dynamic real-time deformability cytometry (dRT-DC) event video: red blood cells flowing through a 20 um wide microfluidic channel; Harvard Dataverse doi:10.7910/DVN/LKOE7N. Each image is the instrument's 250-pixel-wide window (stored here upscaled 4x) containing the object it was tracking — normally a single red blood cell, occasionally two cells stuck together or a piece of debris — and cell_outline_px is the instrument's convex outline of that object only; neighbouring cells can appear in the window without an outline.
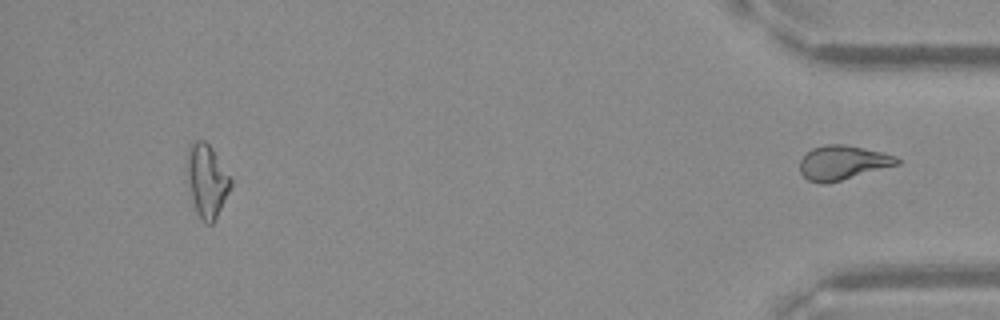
{"species": "Egyptian fruit bat (a non-hibernating species)", "species_latin": "Rousettus aegyptiacus", "temperature_condition": "warm", "stored_images_in_passage": 52, "segment_of_instrument_passage": [2, 2], "camera_frame_rate_fps": 3000, "um_per_image_px": 0.085, "frame": {"image": 1, "passage_image": 52, "time_ms": 17.0, "image_size_px": [1000, 320], "cell_outline_px": [[900, 164], [828, 184], [820, 184], [808, 180], [800, 172], [800, 160], [812, 148], [824, 144], [844, 144], [864, 148], [896, 156], [900, 160]], "centroid_in_image_um": [71.62, 13.83], "position_along_channel_um": 363.6, "area_um2": 19.48}}